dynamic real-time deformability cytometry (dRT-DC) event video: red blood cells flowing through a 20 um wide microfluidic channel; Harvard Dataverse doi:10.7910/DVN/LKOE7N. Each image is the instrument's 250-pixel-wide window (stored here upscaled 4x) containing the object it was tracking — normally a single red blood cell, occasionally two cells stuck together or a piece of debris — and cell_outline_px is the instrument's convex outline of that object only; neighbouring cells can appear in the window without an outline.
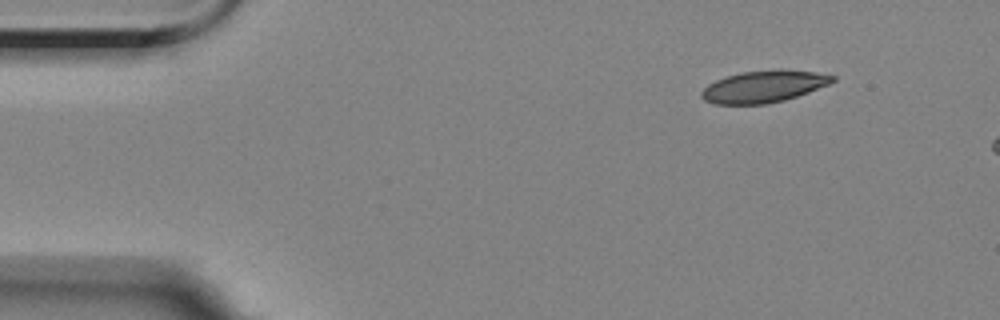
{"species": "Egyptian fruit bat (a non-hibernating species)", "species_latin": "Rousettus aegyptiacus", "temperature_condition": "room temperature", "stored_images_in_passage": 2, "camera_frame_rate_fps": 3000, "um_per_image_px": 0.085, "animal": {"sex": "female"}, "frame": {"image": 1, "passage_image": 1, "time_ms": 0.0, "image_size_px": [1000, 320], "cell_outline_px": [[836, 80], [828, 84], [808, 92], [784, 100], [764, 104], [716, 104], [704, 100], [700, 96], [700, 92], [708, 84], [716, 80], [740, 72], [776, 68], [780, 68], [816, 72], [836, 76]], "centroid_in_image_um": [64.92, 7.33], "position_along_channel_um": 20.1, "area_um2": 24.51}}